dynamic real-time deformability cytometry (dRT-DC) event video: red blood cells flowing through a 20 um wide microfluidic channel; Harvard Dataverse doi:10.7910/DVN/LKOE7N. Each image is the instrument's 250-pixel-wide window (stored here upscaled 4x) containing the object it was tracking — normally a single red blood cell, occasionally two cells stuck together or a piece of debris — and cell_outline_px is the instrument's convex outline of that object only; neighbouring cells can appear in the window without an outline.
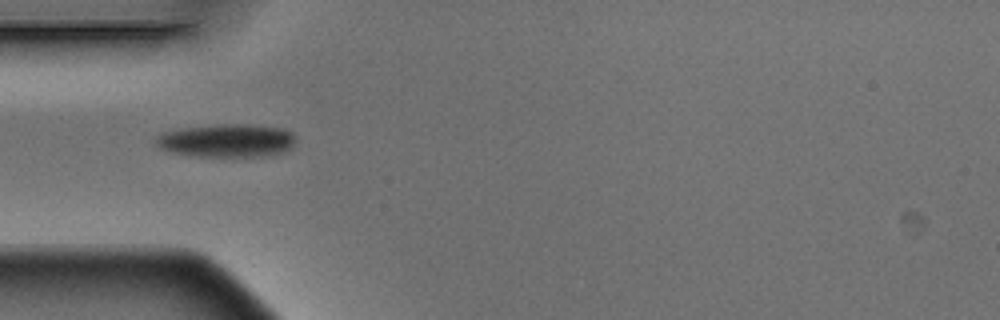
{"species": "Egyptian fruit bat (a non-hibernating species)", "species_latin": "Rousettus aegyptiacus", "temperature_condition": "warm", "stored_images_in_passage": 1, "camera_frame_rate_fps": 3000, "um_per_image_px": 0.085, "animal": {"sex": "male"}, "frame": {"image": 1, "passage_image": 1, "time_ms": 0.0, "image_size_px": [1000, 320], "cell_outline_px": [[296, 140], [292, 148], [280, 152], [264, 156], [188, 156], [172, 152], [160, 148], [156, 144], [156, 136], [164, 132], [180, 128], [224, 124], [248, 124], [280, 128], [292, 132], [296, 136]], "centroid_in_image_um": [19.28, 11.95], "position_along_channel_um": 65.7, "area_um2": 27.05}}